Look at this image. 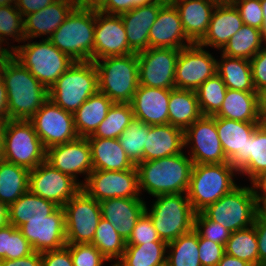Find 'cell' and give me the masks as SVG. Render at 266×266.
<instances>
[{"mask_svg": "<svg viewBox=\"0 0 266 266\" xmlns=\"http://www.w3.org/2000/svg\"><path fill=\"white\" fill-rule=\"evenodd\" d=\"M1 74L10 120H29L49 99L48 89L13 56L3 64Z\"/></svg>", "mask_w": 266, "mask_h": 266, "instance_id": "6da1fadb", "label": "cell"}, {"mask_svg": "<svg viewBox=\"0 0 266 266\" xmlns=\"http://www.w3.org/2000/svg\"><path fill=\"white\" fill-rule=\"evenodd\" d=\"M193 161L183 152L136 165L139 190L151 196L187 193Z\"/></svg>", "mask_w": 266, "mask_h": 266, "instance_id": "7a4b0ae2", "label": "cell"}, {"mask_svg": "<svg viewBox=\"0 0 266 266\" xmlns=\"http://www.w3.org/2000/svg\"><path fill=\"white\" fill-rule=\"evenodd\" d=\"M96 9L75 7L48 39L75 62L93 61Z\"/></svg>", "mask_w": 266, "mask_h": 266, "instance_id": "3957f363", "label": "cell"}, {"mask_svg": "<svg viewBox=\"0 0 266 266\" xmlns=\"http://www.w3.org/2000/svg\"><path fill=\"white\" fill-rule=\"evenodd\" d=\"M101 60L94 61L98 72V91L113 102L130 103L139 86L137 53Z\"/></svg>", "mask_w": 266, "mask_h": 266, "instance_id": "277c9868", "label": "cell"}, {"mask_svg": "<svg viewBox=\"0 0 266 266\" xmlns=\"http://www.w3.org/2000/svg\"><path fill=\"white\" fill-rule=\"evenodd\" d=\"M234 172L238 173L230 163L193 165L187 197L196 213L237 187Z\"/></svg>", "mask_w": 266, "mask_h": 266, "instance_id": "5b68a950", "label": "cell"}, {"mask_svg": "<svg viewBox=\"0 0 266 266\" xmlns=\"http://www.w3.org/2000/svg\"><path fill=\"white\" fill-rule=\"evenodd\" d=\"M98 91V72L94 61L75 62L48 90L49 99L64 109L76 110Z\"/></svg>", "mask_w": 266, "mask_h": 266, "instance_id": "8992f818", "label": "cell"}, {"mask_svg": "<svg viewBox=\"0 0 266 266\" xmlns=\"http://www.w3.org/2000/svg\"><path fill=\"white\" fill-rule=\"evenodd\" d=\"M11 47L12 56L48 90L75 63L48 39Z\"/></svg>", "mask_w": 266, "mask_h": 266, "instance_id": "52a82bcc", "label": "cell"}, {"mask_svg": "<svg viewBox=\"0 0 266 266\" xmlns=\"http://www.w3.org/2000/svg\"><path fill=\"white\" fill-rule=\"evenodd\" d=\"M183 194L185 196H183ZM157 199L148 212L154 227L167 243L194 229V211L187 193H174L155 196Z\"/></svg>", "mask_w": 266, "mask_h": 266, "instance_id": "ba28073f", "label": "cell"}, {"mask_svg": "<svg viewBox=\"0 0 266 266\" xmlns=\"http://www.w3.org/2000/svg\"><path fill=\"white\" fill-rule=\"evenodd\" d=\"M4 160L29 171L46 161V149L29 120L5 122Z\"/></svg>", "mask_w": 266, "mask_h": 266, "instance_id": "9c48e42d", "label": "cell"}, {"mask_svg": "<svg viewBox=\"0 0 266 266\" xmlns=\"http://www.w3.org/2000/svg\"><path fill=\"white\" fill-rule=\"evenodd\" d=\"M201 212L234 232L254 225L257 203L251 187L237 186Z\"/></svg>", "mask_w": 266, "mask_h": 266, "instance_id": "30bf717a", "label": "cell"}, {"mask_svg": "<svg viewBox=\"0 0 266 266\" xmlns=\"http://www.w3.org/2000/svg\"><path fill=\"white\" fill-rule=\"evenodd\" d=\"M63 209L67 244L92 243L102 218L99 202L81 189Z\"/></svg>", "mask_w": 266, "mask_h": 266, "instance_id": "8fae6325", "label": "cell"}, {"mask_svg": "<svg viewBox=\"0 0 266 266\" xmlns=\"http://www.w3.org/2000/svg\"><path fill=\"white\" fill-rule=\"evenodd\" d=\"M45 149L67 143L79 136L74 126V115L50 99L29 119Z\"/></svg>", "mask_w": 266, "mask_h": 266, "instance_id": "7c38bea8", "label": "cell"}, {"mask_svg": "<svg viewBox=\"0 0 266 266\" xmlns=\"http://www.w3.org/2000/svg\"><path fill=\"white\" fill-rule=\"evenodd\" d=\"M82 190L98 202L110 198H141L136 166L124 171L93 170Z\"/></svg>", "mask_w": 266, "mask_h": 266, "instance_id": "4fadbf2b", "label": "cell"}, {"mask_svg": "<svg viewBox=\"0 0 266 266\" xmlns=\"http://www.w3.org/2000/svg\"><path fill=\"white\" fill-rule=\"evenodd\" d=\"M83 183L53 168L46 161L29 171L28 190L63 207L81 189Z\"/></svg>", "mask_w": 266, "mask_h": 266, "instance_id": "5bb4252c", "label": "cell"}, {"mask_svg": "<svg viewBox=\"0 0 266 266\" xmlns=\"http://www.w3.org/2000/svg\"><path fill=\"white\" fill-rule=\"evenodd\" d=\"M217 73V60L199 44L180 49L175 71V88L196 91Z\"/></svg>", "mask_w": 266, "mask_h": 266, "instance_id": "9a60e30c", "label": "cell"}, {"mask_svg": "<svg viewBox=\"0 0 266 266\" xmlns=\"http://www.w3.org/2000/svg\"><path fill=\"white\" fill-rule=\"evenodd\" d=\"M180 50L174 48H148L137 53L139 85L175 88L176 61Z\"/></svg>", "mask_w": 266, "mask_h": 266, "instance_id": "2e32d148", "label": "cell"}, {"mask_svg": "<svg viewBox=\"0 0 266 266\" xmlns=\"http://www.w3.org/2000/svg\"><path fill=\"white\" fill-rule=\"evenodd\" d=\"M192 142V143H191ZM191 146L194 164L229 163L215 124V116H201L184 131V146Z\"/></svg>", "mask_w": 266, "mask_h": 266, "instance_id": "e0dca14e", "label": "cell"}, {"mask_svg": "<svg viewBox=\"0 0 266 266\" xmlns=\"http://www.w3.org/2000/svg\"><path fill=\"white\" fill-rule=\"evenodd\" d=\"M18 229L35 252L57 250L67 245L63 207L46 218H29Z\"/></svg>", "mask_w": 266, "mask_h": 266, "instance_id": "ac0fdd59", "label": "cell"}, {"mask_svg": "<svg viewBox=\"0 0 266 266\" xmlns=\"http://www.w3.org/2000/svg\"><path fill=\"white\" fill-rule=\"evenodd\" d=\"M96 10L93 61L111 56L132 54L120 15Z\"/></svg>", "mask_w": 266, "mask_h": 266, "instance_id": "d6986e66", "label": "cell"}, {"mask_svg": "<svg viewBox=\"0 0 266 266\" xmlns=\"http://www.w3.org/2000/svg\"><path fill=\"white\" fill-rule=\"evenodd\" d=\"M46 162L77 181L76 174H85V182L93 171L91 147L87 138L77 139L46 149Z\"/></svg>", "mask_w": 266, "mask_h": 266, "instance_id": "ffe728a7", "label": "cell"}, {"mask_svg": "<svg viewBox=\"0 0 266 266\" xmlns=\"http://www.w3.org/2000/svg\"><path fill=\"white\" fill-rule=\"evenodd\" d=\"M262 123L215 117L216 129L223 152L229 163L238 172L246 167L247 141Z\"/></svg>", "mask_w": 266, "mask_h": 266, "instance_id": "44dd1931", "label": "cell"}, {"mask_svg": "<svg viewBox=\"0 0 266 266\" xmlns=\"http://www.w3.org/2000/svg\"><path fill=\"white\" fill-rule=\"evenodd\" d=\"M192 44L194 43L186 36L177 9L172 3H165L150 28L149 47L180 50Z\"/></svg>", "mask_w": 266, "mask_h": 266, "instance_id": "7402d4cb", "label": "cell"}, {"mask_svg": "<svg viewBox=\"0 0 266 266\" xmlns=\"http://www.w3.org/2000/svg\"><path fill=\"white\" fill-rule=\"evenodd\" d=\"M170 89L139 85L130 102L134 118L148 125L169 124Z\"/></svg>", "mask_w": 266, "mask_h": 266, "instance_id": "603a6c76", "label": "cell"}, {"mask_svg": "<svg viewBox=\"0 0 266 266\" xmlns=\"http://www.w3.org/2000/svg\"><path fill=\"white\" fill-rule=\"evenodd\" d=\"M164 2L156 1L120 14L123 21L129 49L139 53L149 48V31L157 19Z\"/></svg>", "mask_w": 266, "mask_h": 266, "instance_id": "cb8c5ba5", "label": "cell"}, {"mask_svg": "<svg viewBox=\"0 0 266 266\" xmlns=\"http://www.w3.org/2000/svg\"><path fill=\"white\" fill-rule=\"evenodd\" d=\"M141 199L110 198L99 202L102 217L109 221L126 241L138 219L145 212L146 204Z\"/></svg>", "mask_w": 266, "mask_h": 266, "instance_id": "d4e9b609", "label": "cell"}, {"mask_svg": "<svg viewBox=\"0 0 266 266\" xmlns=\"http://www.w3.org/2000/svg\"><path fill=\"white\" fill-rule=\"evenodd\" d=\"M75 7V2L70 0H56L46 8L24 16L25 41L41 35H47L45 39H49Z\"/></svg>", "mask_w": 266, "mask_h": 266, "instance_id": "484cf974", "label": "cell"}, {"mask_svg": "<svg viewBox=\"0 0 266 266\" xmlns=\"http://www.w3.org/2000/svg\"><path fill=\"white\" fill-rule=\"evenodd\" d=\"M242 25V18L233 3L217 4L211 16L207 34L198 44L203 48L212 46L222 50Z\"/></svg>", "mask_w": 266, "mask_h": 266, "instance_id": "4316f807", "label": "cell"}, {"mask_svg": "<svg viewBox=\"0 0 266 266\" xmlns=\"http://www.w3.org/2000/svg\"><path fill=\"white\" fill-rule=\"evenodd\" d=\"M172 4L179 13L186 36L198 44L207 34L217 3L212 0H176Z\"/></svg>", "mask_w": 266, "mask_h": 266, "instance_id": "83f0119b", "label": "cell"}, {"mask_svg": "<svg viewBox=\"0 0 266 266\" xmlns=\"http://www.w3.org/2000/svg\"><path fill=\"white\" fill-rule=\"evenodd\" d=\"M214 116L242 122H264L261 95L227 88L220 110Z\"/></svg>", "mask_w": 266, "mask_h": 266, "instance_id": "f1b7e54d", "label": "cell"}, {"mask_svg": "<svg viewBox=\"0 0 266 266\" xmlns=\"http://www.w3.org/2000/svg\"><path fill=\"white\" fill-rule=\"evenodd\" d=\"M184 131L171 124L150 125L144 146V161L182 153Z\"/></svg>", "mask_w": 266, "mask_h": 266, "instance_id": "f546056e", "label": "cell"}, {"mask_svg": "<svg viewBox=\"0 0 266 266\" xmlns=\"http://www.w3.org/2000/svg\"><path fill=\"white\" fill-rule=\"evenodd\" d=\"M87 139L91 147L93 170L124 171L135 167L118 139Z\"/></svg>", "mask_w": 266, "mask_h": 266, "instance_id": "4dcf8cb0", "label": "cell"}, {"mask_svg": "<svg viewBox=\"0 0 266 266\" xmlns=\"http://www.w3.org/2000/svg\"><path fill=\"white\" fill-rule=\"evenodd\" d=\"M112 104L113 101L99 91L91 95L73 114L77 135L84 138L92 136Z\"/></svg>", "mask_w": 266, "mask_h": 266, "instance_id": "1f68e13d", "label": "cell"}, {"mask_svg": "<svg viewBox=\"0 0 266 266\" xmlns=\"http://www.w3.org/2000/svg\"><path fill=\"white\" fill-rule=\"evenodd\" d=\"M201 116L196 91L170 89L169 124L185 131Z\"/></svg>", "mask_w": 266, "mask_h": 266, "instance_id": "d6a6232c", "label": "cell"}, {"mask_svg": "<svg viewBox=\"0 0 266 266\" xmlns=\"http://www.w3.org/2000/svg\"><path fill=\"white\" fill-rule=\"evenodd\" d=\"M58 208L57 204L32 194L28 190L8 207L9 224L18 228L29 218H46Z\"/></svg>", "mask_w": 266, "mask_h": 266, "instance_id": "836d02e7", "label": "cell"}, {"mask_svg": "<svg viewBox=\"0 0 266 266\" xmlns=\"http://www.w3.org/2000/svg\"><path fill=\"white\" fill-rule=\"evenodd\" d=\"M221 61H217V74L222 78L229 89L256 92L253 80L250 60L230 57L222 54Z\"/></svg>", "mask_w": 266, "mask_h": 266, "instance_id": "e575fe53", "label": "cell"}, {"mask_svg": "<svg viewBox=\"0 0 266 266\" xmlns=\"http://www.w3.org/2000/svg\"><path fill=\"white\" fill-rule=\"evenodd\" d=\"M29 170L5 160L0 161V202L8 207L28 191Z\"/></svg>", "mask_w": 266, "mask_h": 266, "instance_id": "d590c367", "label": "cell"}, {"mask_svg": "<svg viewBox=\"0 0 266 266\" xmlns=\"http://www.w3.org/2000/svg\"><path fill=\"white\" fill-rule=\"evenodd\" d=\"M167 242L126 245L122 257L113 266H158L166 262Z\"/></svg>", "mask_w": 266, "mask_h": 266, "instance_id": "8d00e7d4", "label": "cell"}, {"mask_svg": "<svg viewBox=\"0 0 266 266\" xmlns=\"http://www.w3.org/2000/svg\"><path fill=\"white\" fill-rule=\"evenodd\" d=\"M259 29L243 24L222 49V54L250 60L263 46Z\"/></svg>", "mask_w": 266, "mask_h": 266, "instance_id": "74e56055", "label": "cell"}, {"mask_svg": "<svg viewBox=\"0 0 266 266\" xmlns=\"http://www.w3.org/2000/svg\"><path fill=\"white\" fill-rule=\"evenodd\" d=\"M134 119L130 103L113 102L104 121L92 136L87 138L118 139Z\"/></svg>", "mask_w": 266, "mask_h": 266, "instance_id": "f35d334b", "label": "cell"}, {"mask_svg": "<svg viewBox=\"0 0 266 266\" xmlns=\"http://www.w3.org/2000/svg\"><path fill=\"white\" fill-rule=\"evenodd\" d=\"M171 252L166 257L168 266H202L199 259L198 233L193 229L168 243Z\"/></svg>", "mask_w": 266, "mask_h": 266, "instance_id": "ab89813d", "label": "cell"}, {"mask_svg": "<svg viewBox=\"0 0 266 266\" xmlns=\"http://www.w3.org/2000/svg\"><path fill=\"white\" fill-rule=\"evenodd\" d=\"M224 248L227 255L259 266L258 241L254 225L232 232Z\"/></svg>", "mask_w": 266, "mask_h": 266, "instance_id": "60d3db41", "label": "cell"}, {"mask_svg": "<svg viewBox=\"0 0 266 266\" xmlns=\"http://www.w3.org/2000/svg\"><path fill=\"white\" fill-rule=\"evenodd\" d=\"M266 171V123L263 122L247 141L246 167L240 174H246L250 181Z\"/></svg>", "mask_w": 266, "mask_h": 266, "instance_id": "b9f144b4", "label": "cell"}, {"mask_svg": "<svg viewBox=\"0 0 266 266\" xmlns=\"http://www.w3.org/2000/svg\"><path fill=\"white\" fill-rule=\"evenodd\" d=\"M91 244L97 247L109 261L119 260L126 248V240L103 217L99 221Z\"/></svg>", "mask_w": 266, "mask_h": 266, "instance_id": "7bdbcfd3", "label": "cell"}, {"mask_svg": "<svg viewBox=\"0 0 266 266\" xmlns=\"http://www.w3.org/2000/svg\"><path fill=\"white\" fill-rule=\"evenodd\" d=\"M150 125L134 118L118 140L127 157L136 166L144 161V146Z\"/></svg>", "mask_w": 266, "mask_h": 266, "instance_id": "ee69618b", "label": "cell"}, {"mask_svg": "<svg viewBox=\"0 0 266 266\" xmlns=\"http://www.w3.org/2000/svg\"><path fill=\"white\" fill-rule=\"evenodd\" d=\"M227 87L216 73L208 78L196 90L198 104L203 116H214L225 99Z\"/></svg>", "mask_w": 266, "mask_h": 266, "instance_id": "f6af8a7d", "label": "cell"}, {"mask_svg": "<svg viewBox=\"0 0 266 266\" xmlns=\"http://www.w3.org/2000/svg\"><path fill=\"white\" fill-rule=\"evenodd\" d=\"M7 36L25 41L23 16L15 4L0 6V38L4 42Z\"/></svg>", "mask_w": 266, "mask_h": 266, "instance_id": "bcb514c9", "label": "cell"}, {"mask_svg": "<svg viewBox=\"0 0 266 266\" xmlns=\"http://www.w3.org/2000/svg\"><path fill=\"white\" fill-rule=\"evenodd\" d=\"M194 230L198 233V237L212 240L224 246L232 233L222 224L208 219L202 212L195 214Z\"/></svg>", "mask_w": 266, "mask_h": 266, "instance_id": "7dc6e473", "label": "cell"}, {"mask_svg": "<svg viewBox=\"0 0 266 266\" xmlns=\"http://www.w3.org/2000/svg\"><path fill=\"white\" fill-rule=\"evenodd\" d=\"M70 250L73 266H103L109 261L97 247L91 243L67 244Z\"/></svg>", "mask_w": 266, "mask_h": 266, "instance_id": "c3c4849f", "label": "cell"}, {"mask_svg": "<svg viewBox=\"0 0 266 266\" xmlns=\"http://www.w3.org/2000/svg\"><path fill=\"white\" fill-rule=\"evenodd\" d=\"M150 242H166L159 237L152 219L144 212L138 219L136 225L132 230V234L126 241V245H138Z\"/></svg>", "mask_w": 266, "mask_h": 266, "instance_id": "681fc988", "label": "cell"}, {"mask_svg": "<svg viewBox=\"0 0 266 266\" xmlns=\"http://www.w3.org/2000/svg\"><path fill=\"white\" fill-rule=\"evenodd\" d=\"M233 4L239 11L243 24L261 30L264 18L260 0H235Z\"/></svg>", "mask_w": 266, "mask_h": 266, "instance_id": "f907efd6", "label": "cell"}, {"mask_svg": "<svg viewBox=\"0 0 266 266\" xmlns=\"http://www.w3.org/2000/svg\"><path fill=\"white\" fill-rule=\"evenodd\" d=\"M199 259L202 266H217L225 254L224 245L198 237Z\"/></svg>", "mask_w": 266, "mask_h": 266, "instance_id": "816d5d0a", "label": "cell"}, {"mask_svg": "<svg viewBox=\"0 0 266 266\" xmlns=\"http://www.w3.org/2000/svg\"><path fill=\"white\" fill-rule=\"evenodd\" d=\"M252 80L256 92L262 95L266 92V47L250 59Z\"/></svg>", "mask_w": 266, "mask_h": 266, "instance_id": "f5cc1de1", "label": "cell"}, {"mask_svg": "<svg viewBox=\"0 0 266 266\" xmlns=\"http://www.w3.org/2000/svg\"><path fill=\"white\" fill-rule=\"evenodd\" d=\"M156 1L157 0H105L97 10L105 14L120 15L133 8L149 5Z\"/></svg>", "mask_w": 266, "mask_h": 266, "instance_id": "db71d44e", "label": "cell"}, {"mask_svg": "<svg viewBox=\"0 0 266 266\" xmlns=\"http://www.w3.org/2000/svg\"><path fill=\"white\" fill-rule=\"evenodd\" d=\"M34 252L29 241L22 235L20 230L11 225L10 259L26 257Z\"/></svg>", "mask_w": 266, "mask_h": 266, "instance_id": "11a10c76", "label": "cell"}, {"mask_svg": "<svg viewBox=\"0 0 266 266\" xmlns=\"http://www.w3.org/2000/svg\"><path fill=\"white\" fill-rule=\"evenodd\" d=\"M42 266H73L70 250L65 246L41 253Z\"/></svg>", "mask_w": 266, "mask_h": 266, "instance_id": "9f6ffc18", "label": "cell"}, {"mask_svg": "<svg viewBox=\"0 0 266 266\" xmlns=\"http://www.w3.org/2000/svg\"><path fill=\"white\" fill-rule=\"evenodd\" d=\"M254 227L258 241L259 266H262L266 263V219L256 215Z\"/></svg>", "mask_w": 266, "mask_h": 266, "instance_id": "6f0895ef", "label": "cell"}, {"mask_svg": "<svg viewBox=\"0 0 266 266\" xmlns=\"http://www.w3.org/2000/svg\"><path fill=\"white\" fill-rule=\"evenodd\" d=\"M55 1L56 0H17L15 5L24 17L28 14H32L46 8Z\"/></svg>", "mask_w": 266, "mask_h": 266, "instance_id": "680465c9", "label": "cell"}, {"mask_svg": "<svg viewBox=\"0 0 266 266\" xmlns=\"http://www.w3.org/2000/svg\"><path fill=\"white\" fill-rule=\"evenodd\" d=\"M2 266H42L41 253L34 251L23 258L2 260Z\"/></svg>", "mask_w": 266, "mask_h": 266, "instance_id": "91938a15", "label": "cell"}, {"mask_svg": "<svg viewBox=\"0 0 266 266\" xmlns=\"http://www.w3.org/2000/svg\"><path fill=\"white\" fill-rule=\"evenodd\" d=\"M11 224L0 228V259H10Z\"/></svg>", "mask_w": 266, "mask_h": 266, "instance_id": "94428289", "label": "cell"}, {"mask_svg": "<svg viewBox=\"0 0 266 266\" xmlns=\"http://www.w3.org/2000/svg\"><path fill=\"white\" fill-rule=\"evenodd\" d=\"M251 184L253 185L251 187L253 195L256 199V203L258 204L263 198H266V171L261 172L260 174L255 176L251 180ZM256 189L257 190L260 189L263 192V194L261 191L258 192Z\"/></svg>", "mask_w": 266, "mask_h": 266, "instance_id": "6125c7cd", "label": "cell"}, {"mask_svg": "<svg viewBox=\"0 0 266 266\" xmlns=\"http://www.w3.org/2000/svg\"><path fill=\"white\" fill-rule=\"evenodd\" d=\"M9 120L8 114V100L7 91L4 86L2 74L0 73V121L7 122Z\"/></svg>", "mask_w": 266, "mask_h": 266, "instance_id": "be15d7a7", "label": "cell"}, {"mask_svg": "<svg viewBox=\"0 0 266 266\" xmlns=\"http://www.w3.org/2000/svg\"><path fill=\"white\" fill-rule=\"evenodd\" d=\"M217 266H253V265L248 263L247 261L229 256L225 253L222 259L218 262Z\"/></svg>", "mask_w": 266, "mask_h": 266, "instance_id": "e7e4bbea", "label": "cell"}, {"mask_svg": "<svg viewBox=\"0 0 266 266\" xmlns=\"http://www.w3.org/2000/svg\"><path fill=\"white\" fill-rule=\"evenodd\" d=\"M105 0H75L76 7L98 9Z\"/></svg>", "mask_w": 266, "mask_h": 266, "instance_id": "03108f58", "label": "cell"}, {"mask_svg": "<svg viewBox=\"0 0 266 266\" xmlns=\"http://www.w3.org/2000/svg\"><path fill=\"white\" fill-rule=\"evenodd\" d=\"M9 209L8 206L0 202V228L6 227L9 224Z\"/></svg>", "mask_w": 266, "mask_h": 266, "instance_id": "003e7915", "label": "cell"}, {"mask_svg": "<svg viewBox=\"0 0 266 266\" xmlns=\"http://www.w3.org/2000/svg\"><path fill=\"white\" fill-rule=\"evenodd\" d=\"M4 131L5 122L0 121V161L4 160Z\"/></svg>", "mask_w": 266, "mask_h": 266, "instance_id": "a7ac6f4b", "label": "cell"}, {"mask_svg": "<svg viewBox=\"0 0 266 266\" xmlns=\"http://www.w3.org/2000/svg\"><path fill=\"white\" fill-rule=\"evenodd\" d=\"M261 2V6H262V10H263V18H264V22L261 28V34H262V40L263 42H266V0H260ZM266 44V43H264Z\"/></svg>", "mask_w": 266, "mask_h": 266, "instance_id": "89a4df30", "label": "cell"}, {"mask_svg": "<svg viewBox=\"0 0 266 266\" xmlns=\"http://www.w3.org/2000/svg\"><path fill=\"white\" fill-rule=\"evenodd\" d=\"M257 215L262 219H266V198H263L257 204Z\"/></svg>", "mask_w": 266, "mask_h": 266, "instance_id": "2644e50d", "label": "cell"}, {"mask_svg": "<svg viewBox=\"0 0 266 266\" xmlns=\"http://www.w3.org/2000/svg\"><path fill=\"white\" fill-rule=\"evenodd\" d=\"M262 117L266 123V92L261 95Z\"/></svg>", "mask_w": 266, "mask_h": 266, "instance_id": "8c879c8a", "label": "cell"}, {"mask_svg": "<svg viewBox=\"0 0 266 266\" xmlns=\"http://www.w3.org/2000/svg\"><path fill=\"white\" fill-rule=\"evenodd\" d=\"M2 43H3V41L1 40V38H0V55H12V50L11 49H7V48H2Z\"/></svg>", "mask_w": 266, "mask_h": 266, "instance_id": "753ad0ef", "label": "cell"}, {"mask_svg": "<svg viewBox=\"0 0 266 266\" xmlns=\"http://www.w3.org/2000/svg\"><path fill=\"white\" fill-rule=\"evenodd\" d=\"M12 55H0V73L2 71V67H3V64L5 63V61L11 57Z\"/></svg>", "mask_w": 266, "mask_h": 266, "instance_id": "34e18365", "label": "cell"}, {"mask_svg": "<svg viewBox=\"0 0 266 266\" xmlns=\"http://www.w3.org/2000/svg\"><path fill=\"white\" fill-rule=\"evenodd\" d=\"M17 0H0V6L16 4Z\"/></svg>", "mask_w": 266, "mask_h": 266, "instance_id": "11e5206c", "label": "cell"}, {"mask_svg": "<svg viewBox=\"0 0 266 266\" xmlns=\"http://www.w3.org/2000/svg\"><path fill=\"white\" fill-rule=\"evenodd\" d=\"M217 4H226V3H233L235 0H212Z\"/></svg>", "mask_w": 266, "mask_h": 266, "instance_id": "2a66077c", "label": "cell"}, {"mask_svg": "<svg viewBox=\"0 0 266 266\" xmlns=\"http://www.w3.org/2000/svg\"><path fill=\"white\" fill-rule=\"evenodd\" d=\"M157 1L164 2V3H173L176 0H157Z\"/></svg>", "mask_w": 266, "mask_h": 266, "instance_id": "b9fcfbb0", "label": "cell"}, {"mask_svg": "<svg viewBox=\"0 0 266 266\" xmlns=\"http://www.w3.org/2000/svg\"><path fill=\"white\" fill-rule=\"evenodd\" d=\"M158 266H168L167 262L161 264V265H158Z\"/></svg>", "mask_w": 266, "mask_h": 266, "instance_id": "09005b40", "label": "cell"}]
</instances>
